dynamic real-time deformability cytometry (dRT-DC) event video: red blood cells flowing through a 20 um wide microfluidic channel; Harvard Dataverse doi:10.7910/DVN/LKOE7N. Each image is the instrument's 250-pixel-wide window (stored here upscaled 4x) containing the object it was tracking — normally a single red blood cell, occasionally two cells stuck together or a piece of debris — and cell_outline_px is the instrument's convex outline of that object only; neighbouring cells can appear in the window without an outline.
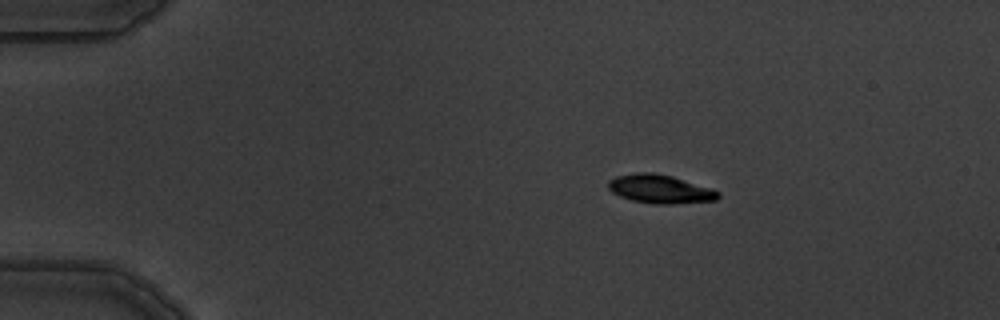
{"species": "common noctule bat (a hibernating species)", "species_latin": "Nyctalus noctula", "temperature_condition": "warm", "stored_images_in_passage": 2, "camera_frame_rate_fps": 3000, "um_per_image_px": 0.085, "animal": {"sex": "male", "body_mass_g": 19.5, "forearm_length_mm": 54.6}, "frame": {"image": 1, "passage_image": 1, "time_ms": 0.0, "image_size_px": [1000, 320], "cell_outline_px": [[720, 196], [716, 200], [668, 204], [652, 204], [632, 200], [620, 196], [612, 192], [608, 188], [608, 180], [616, 176], [636, 172], [652, 172], [672, 176], [712, 188], [720, 192]], "centroid_in_image_um": [56.1, 16.06], "position_along_channel_um": 28.9, "area_um2": 18.38}}